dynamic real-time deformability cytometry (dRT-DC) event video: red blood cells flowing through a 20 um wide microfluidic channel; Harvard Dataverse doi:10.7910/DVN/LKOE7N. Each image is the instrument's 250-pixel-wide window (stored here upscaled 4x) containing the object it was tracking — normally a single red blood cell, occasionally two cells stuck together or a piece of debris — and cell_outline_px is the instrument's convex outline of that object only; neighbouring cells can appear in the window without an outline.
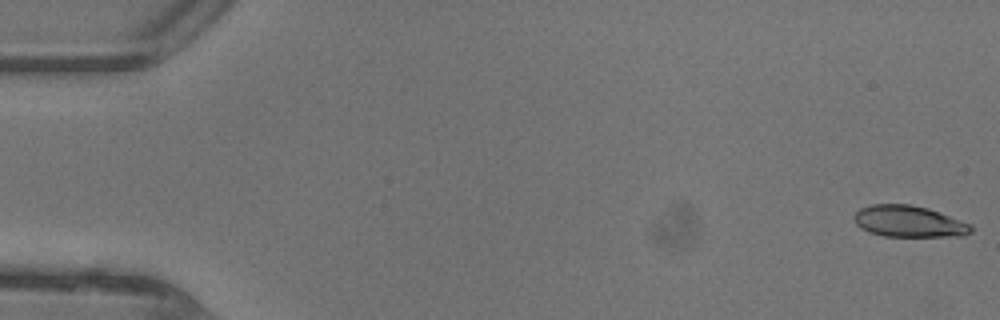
{"species": "common noctule bat (a hibernating species)", "species_latin": "Nyctalus noctula", "temperature_condition": "warm", "stored_images_in_passage": 7, "camera_frame_rate_fps": 3000, "um_per_image_px": 0.085, "animal": {"sex": "female"}, "frame": {"image": 1, "passage_image": 1, "time_ms": 0.0, "image_size_px": [1000, 320], "cell_outline_px": [[972, 232], [964, 236], [884, 236], [868, 232], [860, 228], [856, 224], [852, 216], [860, 208], [872, 204], [908, 204], [928, 208], [972, 224]], "centroid_in_image_um": [77.24, 18.82], "position_along_channel_um": 7.8, "area_um2": 21.56}}